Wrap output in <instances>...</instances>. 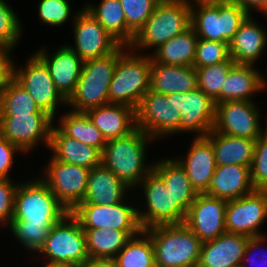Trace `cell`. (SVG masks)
Listing matches in <instances>:
<instances>
[{
    "instance_id": "cell-1",
    "label": "cell",
    "mask_w": 267,
    "mask_h": 267,
    "mask_svg": "<svg viewBox=\"0 0 267 267\" xmlns=\"http://www.w3.org/2000/svg\"><path fill=\"white\" fill-rule=\"evenodd\" d=\"M153 141L155 140L139 128L127 136L106 141L101 164L132 190L136 189L153 169V162L148 164L145 161L147 145Z\"/></svg>"
},
{
    "instance_id": "cell-2",
    "label": "cell",
    "mask_w": 267,
    "mask_h": 267,
    "mask_svg": "<svg viewBox=\"0 0 267 267\" xmlns=\"http://www.w3.org/2000/svg\"><path fill=\"white\" fill-rule=\"evenodd\" d=\"M190 9L185 0H160L128 47L138 53L148 48L154 50L184 33L191 27Z\"/></svg>"
},
{
    "instance_id": "cell-3",
    "label": "cell",
    "mask_w": 267,
    "mask_h": 267,
    "mask_svg": "<svg viewBox=\"0 0 267 267\" xmlns=\"http://www.w3.org/2000/svg\"><path fill=\"white\" fill-rule=\"evenodd\" d=\"M154 246L156 267H197L202 242L185 223L145 229Z\"/></svg>"
},
{
    "instance_id": "cell-4",
    "label": "cell",
    "mask_w": 267,
    "mask_h": 267,
    "mask_svg": "<svg viewBox=\"0 0 267 267\" xmlns=\"http://www.w3.org/2000/svg\"><path fill=\"white\" fill-rule=\"evenodd\" d=\"M128 48L120 45L102 58L85 60L75 92L67 100V108L86 112L109 103V86L118 57Z\"/></svg>"
},
{
    "instance_id": "cell-5",
    "label": "cell",
    "mask_w": 267,
    "mask_h": 267,
    "mask_svg": "<svg viewBox=\"0 0 267 267\" xmlns=\"http://www.w3.org/2000/svg\"><path fill=\"white\" fill-rule=\"evenodd\" d=\"M129 47L118 57L109 86V103L137 110L150 88V54H139Z\"/></svg>"
},
{
    "instance_id": "cell-6",
    "label": "cell",
    "mask_w": 267,
    "mask_h": 267,
    "mask_svg": "<svg viewBox=\"0 0 267 267\" xmlns=\"http://www.w3.org/2000/svg\"><path fill=\"white\" fill-rule=\"evenodd\" d=\"M68 213L40 177L19 181L11 223L56 224Z\"/></svg>"
},
{
    "instance_id": "cell-7",
    "label": "cell",
    "mask_w": 267,
    "mask_h": 267,
    "mask_svg": "<svg viewBox=\"0 0 267 267\" xmlns=\"http://www.w3.org/2000/svg\"><path fill=\"white\" fill-rule=\"evenodd\" d=\"M247 15L238 3L231 0L197 5L190 9V25L198 38L229 45Z\"/></svg>"
},
{
    "instance_id": "cell-8",
    "label": "cell",
    "mask_w": 267,
    "mask_h": 267,
    "mask_svg": "<svg viewBox=\"0 0 267 267\" xmlns=\"http://www.w3.org/2000/svg\"><path fill=\"white\" fill-rule=\"evenodd\" d=\"M48 264L83 265L88 259L86 236L79 221L69 212L54 224L37 252Z\"/></svg>"
},
{
    "instance_id": "cell-9",
    "label": "cell",
    "mask_w": 267,
    "mask_h": 267,
    "mask_svg": "<svg viewBox=\"0 0 267 267\" xmlns=\"http://www.w3.org/2000/svg\"><path fill=\"white\" fill-rule=\"evenodd\" d=\"M136 127L154 140L180 134L181 112L175 93L166 95L149 88L136 110Z\"/></svg>"
},
{
    "instance_id": "cell-10",
    "label": "cell",
    "mask_w": 267,
    "mask_h": 267,
    "mask_svg": "<svg viewBox=\"0 0 267 267\" xmlns=\"http://www.w3.org/2000/svg\"><path fill=\"white\" fill-rule=\"evenodd\" d=\"M138 186L142 187L141 193L146 203L145 210L138 207V218L143 230L156 225L184 223L186 214L174 202L173 194L153 169Z\"/></svg>"
},
{
    "instance_id": "cell-11",
    "label": "cell",
    "mask_w": 267,
    "mask_h": 267,
    "mask_svg": "<svg viewBox=\"0 0 267 267\" xmlns=\"http://www.w3.org/2000/svg\"><path fill=\"white\" fill-rule=\"evenodd\" d=\"M30 55L25 66L15 64L14 80L31 95L40 110L55 119L58 109L67 106V99L57 89L46 65L35 54Z\"/></svg>"
},
{
    "instance_id": "cell-12",
    "label": "cell",
    "mask_w": 267,
    "mask_h": 267,
    "mask_svg": "<svg viewBox=\"0 0 267 267\" xmlns=\"http://www.w3.org/2000/svg\"><path fill=\"white\" fill-rule=\"evenodd\" d=\"M126 199L112 205L78 204L70 213L82 229L115 228L133 237L143 228L138 218V207L128 205Z\"/></svg>"
},
{
    "instance_id": "cell-13",
    "label": "cell",
    "mask_w": 267,
    "mask_h": 267,
    "mask_svg": "<svg viewBox=\"0 0 267 267\" xmlns=\"http://www.w3.org/2000/svg\"><path fill=\"white\" fill-rule=\"evenodd\" d=\"M43 169L39 177L69 212L83 202L90 169L63 163L52 156Z\"/></svg>"
},
{
    "instance_id": "cell-14",
    "label": "cell",
    "mask_w": 267,
    "mask_h": 267,
    "mask_svg": "<svg viewBox=\"0 0 267 267\" xmlns=\"http://www.w3.org/2000/svg\"><path fill=\"white\" fill-rule=\"evenodd\" d=\"M260 111L254 101L217 103L212 130L233 137L256 140L266 130L260 123Z\"/></svg>"
},
{
    "instance_id": "cell-15",
    "label": "cell",
    "mask_w": 267,
    "mask_h": 267,
    "mask_svg": "<svg viewBox=\"0 0 267 267\" xmlns=\"http://www.w3.org/2000/svg\"><path fill=\"white\" fill-rule=\"evenodd\" d=\"M267 219V191L254 190L248 195L227 201L226 232L248 237L263 236L260 231Z\"/></svg>"
},
{
    "instance_id": "cell-16",
    "label": "cell",
    "mask_w": 267,
    "mask_h": 267,
    "mask_svg": "<svg viewBox=\"0 0 267 267\" xmlns=\"http://www.w3.org/2000/svg\"><path fill=\"white\" fill-rule=\"evenodd\" d=\"M54 122L48 114L0 116V135L26 154L40 142L49 148Z\"/></svg>"
},
{
    "instance_id": "cell-17",
    "label": "cell",
    "mask_w": 267,
    "mask_h": 267,
    "mask_svg": "<svg viewBox=\"0 0 267 267\" xmlns=\"http://www.w3.org/2000/svg\"><path fill=\"white\" fill-rule=\"evenodd\" d=\"M74 45L68 46L85 61L102 58L114 52L120 44L104 29L84 7L72 21Z\"/></svg>"
},
{
    "instance_id": "cell-18",
    "label": "cell",
    "mask_w": 267,
    "mask_h": 267,
    "mask_svg": "<svg viewBox=\"0 0 267 267\" xmlns=\"http://www.w3.org/2000/svg\"><path fill=\"white\" fill-rule=\"evenodd\" d=\"M227 201L220 198L198 194L189 206L184 223L200 239L214 240L226 232L225 211Z\"/></svg>"
},
{
    "instance_id": "cell-19",
    "label": "cell",
    "mask_w": 267,
    "mask_h": 267,
    "mask_svg": "<svg viewBox=\"0 0 267 267\" xmlns=\"http://www.w3.org/2000/svg\"><path fill=\"white\" fill-rule=\"evenodd\" d=\"M175 105L181 112L180 134L193 132L205 137L215 120V102L198 87L186 93H175Z\"/></svg>"
},
{
    "instance_id": "cell-20",
    "label": "cell",
    "mask_w": 267,
    "mask_h": 267,
    "mask_svg": "<svg viewBox=\"0 0 267 267\" xmlns=\"http://www.w3.org/2000/svg\"><path fill=\"white\" fill-rule=\"evenodd\" d=\"M52 53L42 46L34 54L46 65L57 89L68 100L75 92L84 61L66 44Z\"/></svg>"
},
{
    "instance_id": "cell-21",
    "label": "cell",
    "mask_w": 267,
    "mask_h": 267,
    "mask_svg": "<svg viewBox=\"0 0 267 267\" xmlns=\"http://www.w3.org/2000/svg\"><path fill=\"white\" fill-rule=\"evenodd\" d=\"M191 142L186 157L177 160L184 167L192 187L198 194H204L216 169L214 150L205 137H195Z\"/></svg>"
},
{
    "instance_id": "cell-22",
    "label": "cell",
    "mask_w": 267,
    "mask_h": 267,
    "mask_svg": "<svg viewBox=\"0 0 267 267\" xmlns=\"http://www.w3.org/2000/svg\"><path fill=\"white\" fill-rule=\"evenodd\" d=\"M248 236L225 232L201 244L197 267H233L241 264Z\"/></svg>"
},
{
    "instance_id": "cell-23",
    "label": "cell",
    "mask_w": 267,
    "mask_h": 267,
    "mask_svg": "<svg viewBox=\"0 0 267 267\" xmlns=\"http://www.w3.org/2000/svg\"><path fill=\"white\" fill-rule=\"evenodd\" d=\"M228 46L229 56L235 63L255 65L267 48V32L248 14Z\"/></svg>"
},
{
    "instance_id": "cell-24",
    "label": "cell",
    "mask_w": 267,
    "mask_h": 267,
    "mask_svg": "<svg viewBox=\"0 0 267 267\" xmlns=\"http://www.w3.org/2000/svg\"><path fill=\"white\" fill-rule=\"evenodd\" d=\"M106 141L127 136L136 127V110L127 105L108 103L85 112Z\"/></svg>"
},
{
    "instance_id": "cell-25",
    "label": "cell",
    "mask_w": 267,
    "mask_h": 267,
    "mask_svg": "<svg viewBox=\"0 0 267 267\" xmlns=\"http://www.w3.org/2000/svg\"><path fill=\"white\" fill-rule=\"evenodd\" d=\"M267 90V79L251 64L235 63L229 70L221 90V103L254 101L253 94ZM253 96V97H252Z\"/></svg>"
},
{
    "instance_id": "cell-26",
    "label": "cell",
    "mask_w": 267,
    "mask_h": 267,
    "mask_svg": "<svg viewBox=\"0 0 267 267\" xmlns=\"http://www.w3.org/2000/svg\"><path fill=\"white\" fill-rule=\"evenodd\" d=\"M132 189L102 164L90 169L83 202L79 204L112 205L122 202Z\"/></svg>"
},
{
    "instance_id": "cell-27",
    "label": "cell",
    "mask_w": 267,
    "mask_h": 267,
    "mask_svg": "<svg viewBox=\"0 0 267 267\" xmlns=\"http://www.w3.org/2000/svg\"><path fill=\"white\" fill-rule=\"evenodd\" d=\"M254 190L250 167L221 165L216 166L210 187L205 194L229 201L248 195Z\"/></svg>"
},
{
    "instance_id": "cell-28",
    "label": "cell",
    "mask_w": 267,
    "mask_h": 267,
    "mask_svg": "<svg viewBox=\"0 0 267 267\" xmlns=\"http://www.w3.org/2000/svg\"><path fill=\"white\" fill-rule=\"evenodd\" d=\"M48 149L55 160L63 163L88 169L101 165L102 153L98 149L66 136L55 124L51 129Z\"/></svg>"
},
{
    "instance_id": "cell-29",
    "label": "cell",
    "mask_w": 267,
    "mask_h": 267,
    "mask_svg": "<svg viewBox=\"0 0 267 267\" xmlns=\"http://www.w3.org/2000/svg\"><path fill=\"white\" fill-rule=\"evenodd\" d=\"M197 88V73L193 66L160 64L151 59L150 89L162 94L186 93Z\"/></svg>"
},
{
    "instance_id": "cell-30",
    "label": "cell",
    "mask_w": 267,
    "mask_h": 267,
    "mask_svg": "<svg viewBox=\"0 0 267 267\" xmlns=\"http://www.w3.org/2000/svg\"><path fill=\"white\" fill-rule=\"evenodd\" d=\"M205 138L211 143L216 166L252 164L256 140L233 137L211 130Z\"/></svg>"
},
{
    "instance_id": "cell-31",
    "label": "cell",
    "mask_w": 267,
    "mask_h": 267,
    "mask_svg": "<svg viewBox=\"0 0 267 267\" xmlns=\"http://www.w3.org/2000/svg\"><path fill=\"white\" fill-rule=\"evenodd\" d=\"M175 157L153 161V170L163 179L166 187L174 196V202L186 214L198 193L192 187L184 167Z\"/></svg>"
},
{
    "instance_id": "cell-32",
    "label": "cell",
    "mask_w": 267,
    "mask_h": 267,
    "mask_svg": "<svg viewBox=\"0 0 267 267\" xmlns=\"http://www.w3.org/2000/svg\"><path fill=\"white\" fill-rule=\"evenodd\" d=\"M84 8L120 45L131 44L134 34L127 28L124 10L119 0H101L98 5L89 2L84 5Z\"/></svg>"
},
{
    "instance_id": "cell-33",
    "label": "cell",
    "mask_w": 267,
    "mask_h": 267,
    "mask_svg": "<svg viewBox=\"0 0 267 267\" xmlns=\"http://www.w3.org/2000/svg\"><path fill=\"white\" fill-rule=\"evenodd\" d=\"M197 41L198 37L190 27L184 33L154 49L153 55L150 53V57L160 64L193 66Z\"/></svg>"
},
{
    "instance_id": "cell-34",
    "label": "cell",
    "mask_w": 267,
    "mask_h": 267,
    "mask_svg": "<svg viewBox=\"0 0 267 267\" xmlns=\"http://www.w3.org/2000/svg\"><path fill=\"white\" fill-rule=\"evenodd\" d=\"M89 258L113 260L131 238L115 228L83 229Z\"/></svg>"
},
{
    "instance_id": "cell-35",
    "label": "cell",
    "mask_w": 267,
    "mask_h": 267,
    "mask_svg": "<svg viewBox=\"0 0 267 267\" xmlns=\"http://www.w3.org/2000/svg\"><path fill=\"white\" fill-rule=\"evenodd\" d=\"M68 111L58 117L60 119H58L57 127L66 136L92 146L102 153L106 140L101 131L90 121L85 112Z\"/></svg>"
},
{
    "instance_id": "cell-36",
    "label": "cell",
    "mask_w": 267,
    "mask_h": 267,
    "mask_svg": "<svg viewBox=\"0 0 267 267\" xmlns=\"http://www.w3.org/2000/svg\"><path fill=\"white\" fill-rule=\"evenodd\" d=\"M116 267H156L150 235L142 230L131 237L113 259Z\"/></svg>"
},
{
    "instance_id": "cell-37",
    "label": "cell",
    "mask_w": 267,
    "mask_h": 267,
    "mask_svg": "<svg viewBox=\"0 0 267 267\" xmlns=\"http://www.w3.org/2000/svg\"><path fill=\"white\" fill-rule=\"evenodd\" d=\"M47 114L39 109L31 95L13 80L0 94V116Z\"/></svg>"
},
{
    "instance_id": "cell-38",
    "label": "cell",
    "mask_w": 267,
    "mask_h": 267,
    "mask_svg": "<svg viewBox=\"0 0 267 267\" xmlns=\"http://www.w3.org/2000/svg\"><path fill=\"white\" fill-rule=\"evenodd\" d=\"M235 64L230 57L222 63L196 68L197 87L209 96L215 104L221 103V90L230 68Z\"/></svg>"
},
{
    "instance_id": "cell-39",
    "label": "cell",
    "mask_w": 267,
    "mask_h": 267,
    "mask_svg": "<svg viewBox=\"0 0 267 267\" xmlns=\"http://www.w3.org/2000/svg\"><path fill=\"white\" fill-rule=\"evenodd\" d=\"M54 224H35V223H10L9 230L12 236L21 243L26 250L38 252L44 245L50 229Z\"/></svg>"
},
{
    "instance_id": "cell-40",
    "label": "cell",
    "mask_w": 267,
    "mask_h": 267,
    "mask_svg": "<svg viewBox=\"0 0 267 267\" xmlns=\"http://www.w3.org/2000/svg\"><path fill=\"white\" fill-rule=\"evenodd\" d=\"M18 14L6 0H0V47L15 49L22 37V25Z\"/></svg>"
},
{
    "instance_id": "cell-41",
    "label": "cell",
    "mask_w": 267,
    "mask_h": 267,
    "mask_svg": "<svg viewBox=\"0 0 267 267\" xmlns=\"http://www.w3.org/2000/svg\"><path fill=\"white\" fill-rule=\"evenodd\" d=\"M38 17L42 24L61 27L67 20L75 19L77 13H72L69 0H40L38 3ZM73 15H72V14Z\"/></svg>"
},
{
    "instance_id": "cell-42",
    "label": "cell",
    "mask_w": 267,
    "mask_h": 267,
    "mask_svg": "<svg viewBox=\"0 0 267 267\" xmlns=\"http://www.w3.org/2000/svg\"><path fill=\"white\" fill-rule=\"evenodd\" d=\"M124 10L127 28L135 35L151 16L160 0H119Z\"/></svg>"
},
{
    "instance_id": "cell-43",
    "label": "cell",
    "mask_w": 267,
    "mask_h": 267,
    "mask_svg": "<svg viewBox=\"0 0 267 267\" xmlns=\"http://www.w3.org/2000/svg\"><path fill=\"white\" fill-rule=\"evenodd\" d=\"M229 58V46L227 43L198 38L193 67L202 68L208 65L222 63Z\"/></svg>"
},
{
    "instance_id": "cell-44",
    "label": "cell",
    "mask_w": 267,
    "mask_h": 267,
    "mask_svg": "<svg viewBox=\"0 0 267 267\" xmlns=\"http://www.w3.org/2000/svg\"><path fill=\"white\" fill-rule=\"evenodd\" d=\"M250 175L255 190L267 191V125L266 130L256 139Z\"/></svg>"
},
{
    "instance_id": "cell-45",
    "label": "cell",
    "mask_w": 267,
    "mask_h": 267,
    "mask_svg": "<svg viewBox=\"0 0 267 267\" xmlns=\"http://www.w3.org/2000/svg\"><path fill=\"white\" fill-rule=\"evenodd\" d=\"M19 183L13 179H0V223L8 226L13 220L14 198Z\"/></svg>"
},
{
    "instance_id": "cell-46",
    "label": "cell",
    "mask_w": 267,
    "mask_h": 267,
    "mask_svg": "<svg viewBox=\"0 0 267 267\" xmlns=\"http://www.w3.org/2000/svg\"><path fill=\"white\" fill-rule=\"evenodd\" d=\"M25 154L18 146L0 135V179H11L10 171L14 165L15 155Z\"/></svg>"
},
{
    "instance_id": "cell-47",
    "label": "cell",
    "mask_w": 267,
    "mask_h": 267,
    "mask_svg": "<svg viewBox=\"0 0 267 267\" xmlns=\"http://www.w3.org/2000/svg\"><path fill=\"white\" fill-rule=\"evenodd\" d=\"M266 237H267L266 234H264L263 236H257V237L249 238V241L246 245L245 253H244V256H243V259L241 262L242 267H256L254 264L256 263L257 259L262 260L260 263V264H262V266H257V267H267V251L265 252V250H263V252L261 253V251H260L261 249H259L261 247L263 249V246L266 243V239H267ZM255 253L257 255H258V253H261L263 255H259V256H257V258H255V256H254ZM246 260L248 262H250V265H246L248 263Z\"/></svg>"
},
{
    "instance_id": "cell-48",
    "label": "cell",
    "mask_w": 267,
    "mask_h": 267,
    "mask_svg": "<svg viewBox=\"0 0 267 267\" xmlns=\"http://www.w3.org/2000/svg\"><path fill=\"white\" fill-rule=\"evenodd\" d=\"M12 50L14 49L0 47V94L14 80L16 61L13 60Z\"/></svg>"
},
{
    "instance_id": "cell-49",
    "label": "cell",
    "mask_w": 267,
    "mask_h": 267,
    "mask_svg": "<svg viewBox=\"0 0 267 267\" xmlns=\"http://www.w3.org/2000/svg\"><path fill=\"white\" fill-rule=\"evenodd\" d=\"M238 3L248 14L258 10L267 17V0H231ZM253 10V11H252Z\"/></svg>"
},
{
    "instance_id": "cell-50",
    "label": "cell",
    "mask_w": 267,
    "mask_h": 267,
    "mask_svg": "<svg viewBox=\"0 0 267 267\" xmlns=\"http://www.w3.org/2000/svg\"><path fill=\"white\" fill-rule=\"evenodd\" d=\"M79 267H116L113 260L91 259L89 258Z\"/></svg>"
},
{
    "instance_id": "cell-51",
    "label": "cell",
    "mask_w": 267,
    "mask_h": 267,
    "mask_svg": "<svg viewBox=\"0 0 267 267\" xmlns=\"http://www.w3.org/2000/svg\"><path fill=\"white\" fill-rule=\"evenodd\" d=\"M187 4L190 7H194L197 5H209V4H219V3H224L228 0H185ZM194 3V4H193Z\"/></svg>"
},
{
    "instance_id": "cell-52",
    "label": "cell",
    "mask_w": 267,
    "mask_h": 267,
    "mask_svg": "<svg viewBox=\"0 0 267 267\" xmlns=\"http://www.w3.org/2000/svg\"><path fill=\"white\" fill-rule=\"evenodd\" d=\"M43 267H77V266L68 265V264H48V263H45V265Z\"/></svg>"
},
{
    "instance_id": "cell-53",
    "label": "cell",
    "mask_w": 267,
    "mask_h": 267,
    "mask_svg": "<svg viewBox=\"0 0 267 267\" xmlns=\"http://www.w3.org/2000/svg\"><path fill=\"white\" fill-rule=\"evenodd\" d=\"M233 267H242V265H241V264H239V265H237V266H233Z\"/></svg>"
}]
</instances>
